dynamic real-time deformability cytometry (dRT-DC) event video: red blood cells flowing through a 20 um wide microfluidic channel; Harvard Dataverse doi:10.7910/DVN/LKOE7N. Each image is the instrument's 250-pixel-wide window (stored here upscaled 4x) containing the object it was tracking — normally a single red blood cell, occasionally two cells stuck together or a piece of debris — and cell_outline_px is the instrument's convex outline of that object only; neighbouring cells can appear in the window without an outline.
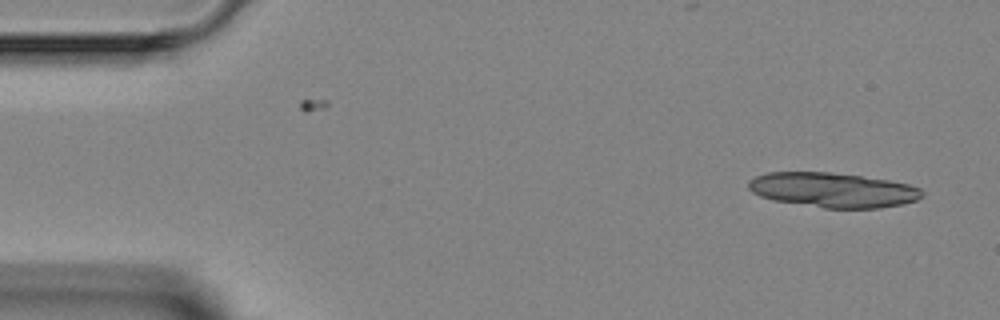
{"species": "Egyptian fruit bat (a non-hibernating species)", "species_latin": "Rousettus aegyptiacus", "temperature_condition": "room temperature", "stored_images_in_passage": 3, "camera_frame_rate_fps": 3000, "um_per_image_px": 0.085, "animal": {"sex": "female"}, "frame": {"image": 1, "passage_image": 3, "time_ms": 2.0, "image_size_px": [1000, 320], "cell_outline_px": [[924, 196], [916, 200], [900, 204], [880, 208], [824, 208], [776, 200], [760, 196], [752, 192], [748, 188], [748, 180], [756, 176], [768, 172], [828, 172], [860, 176], [888, 180], [908, 184], [920, 188], [924, 192]], "centroid_in_image_um": [70.8, 16.15], "position_along_channel_um": 14.2, "area_um2": 34.97}}